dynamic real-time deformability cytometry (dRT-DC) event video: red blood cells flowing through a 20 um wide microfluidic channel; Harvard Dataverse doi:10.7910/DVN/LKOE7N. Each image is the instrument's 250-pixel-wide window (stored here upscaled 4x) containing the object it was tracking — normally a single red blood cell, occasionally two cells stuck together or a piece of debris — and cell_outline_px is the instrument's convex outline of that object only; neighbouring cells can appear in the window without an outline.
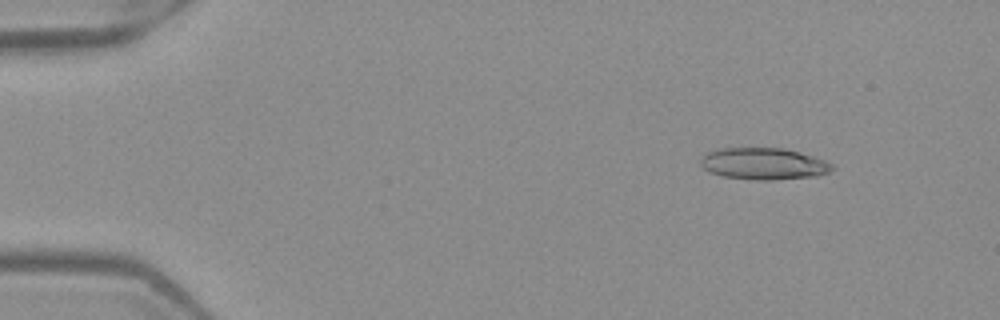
{"species": "Egyptian fruit bat (a non-hibernating species)", "species_latin": "Rousettus aegyptiacus", "temperature_condition": "warm", "stored_images_in_passage": 47, "camera_frame_rate_fps": 3000, "um_per_image_px": 0.085, "frame": {"image": 1, "passage_image": 2, "time_ms": 0.333, "image_size_px": [1000, 320], "cell_outline_px": [[836, 168], [828, 172], [816, 176], [772, 180], [756, 180], [720, 176], [704, 168], [700, 164], [700, 160], [708, 152], [716, 148], [784, 148], [800, 152], [824, 160], [832, 164]], "centroid_in_image_um": [64.91, 13.92], "position_along_channel_um": 20.1, "area_um2": 24.33}}
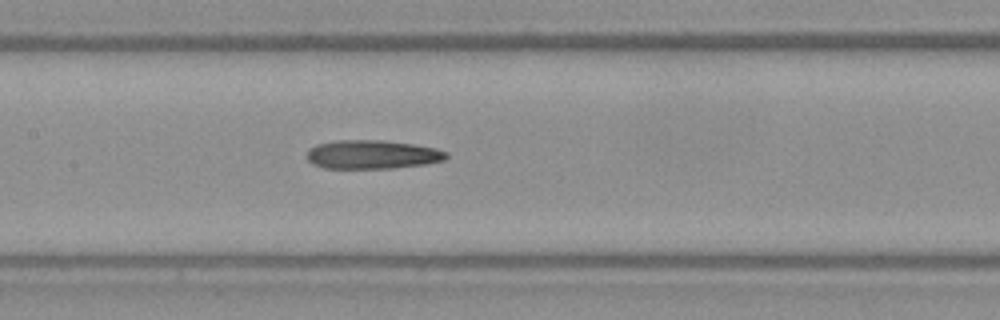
{"frame": {"image": 2, "passage_image": 21, "time_ms": 6.667, "image_size_px": [1000, 320], "cell_outline_px": [[448, 156], [444, 160], [424, 164], [392, 168], [324, 168], [312, 164], [308, 160], [308, 148], [316, 144], [336, 140], [380, 140], [412, 144], [436, 148], [448, 152]], "centroid_in_image_um": [31.62, 13.13], "position_along_channel_um": 175.8, "area_um2": 23.35}}
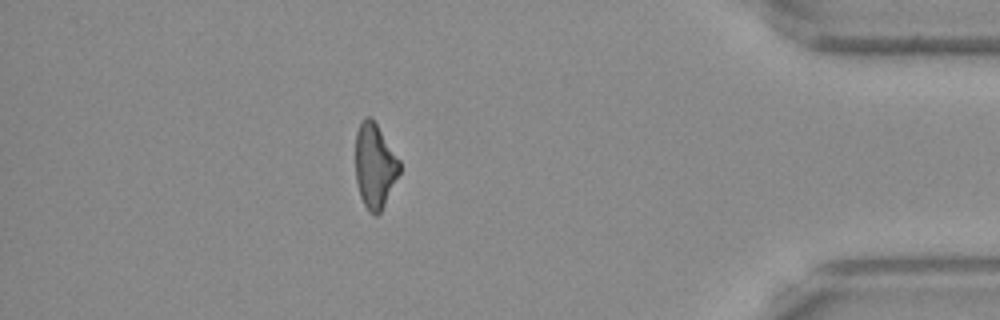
{"frame": {"image": 3, "passage_image": 41, "time_ms": 13.333, "image_size_px": [1000, 320], "cell_outline_px": [[400, 172], [380, 212], [376, 216], [368, 212], [360, 196], [356, 180], [356, 132], [360, 120], [364, 116], [372, 116], [400, 160]], "centroid_in_image_um": [31.84, 14.05], "position_along_channel_um": 403.4, "area_um2": 21.85}, "authors_computed_cell_mechanics": {"area_um2": 23.4668, "velocity_mm_per_s": 4.014, "shape_relaxation_time_tau1_ms": null, "shape_relaxation_time_tau2_ms": 7.5638, "deformation_change_tau1": null, "deformation_change_tau2": 0.2504}}